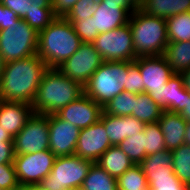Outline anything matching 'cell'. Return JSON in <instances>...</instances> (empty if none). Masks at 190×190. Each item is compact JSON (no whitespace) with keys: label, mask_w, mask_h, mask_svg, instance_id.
<instances>
[{"label":"cell","mask_w":190,"mask_h":190,"mask_svg":"<svg viewBox=\"0 0 190 190\" xmlns=\"http://www.w3.org/2000/svg\"><path fill=\"white\" fill-rule=\"evenodd\" d=\"M47 64L37 55L5 63L0 79L3 101L32 104Z\"/></svg>","instance_id":"cell-1"},{"label":"cell","mask_w":190,"mask_h":190,"mask_svg":"<svg viewBox=\"0 0 190 190\" xmlns=\"http://www.w3.org/2000/svg\"><path fill=\"white\" fill-rule=\"evenodd\" d=\"M84 94V87L64 76L57 68H48L32 102L34 113L56 114Z\"/></svg>","instance_id":"cell-2"},{"label":"cell","mask_w":190,"mask_h":190,"mask_svg":"<svg viewBox=\"0 0 190 190\" xmlns=\"http://www.w3.org/2000/svg\"><path fill=\"white\" fill-rule=\"evenodd\" d=\"M81 44L71 22L66 18H56L39 32L37 55L49 68H58Z\"/></svg>","instance_id":"cell-3"},{"label":"cell","mask_w":190,"mask_h":190,"mask_svg":"<svg viewBox=\"0 0 190 190\" xmlns=\"http://www.w3.org/2000/svg\"><path fill=\"white\" fill-rule=\"evenodd\" d=\"M136 57L163 55L168 44L166 19L135 10L129 17Z\"/></svg>","instance_id":"cell-4"},{"label":"cell","mask_w":190,"mask_h":190,"mask_svg":"<svg viewBox=\"0 0 190 190\" xmlns=\"http://www.w3.org/2000/svg\"><path fill=\"white\" fill-rule=\"evenodd\" d=\"M127 61H106L90 77L84 93L102 107L124 91Z\"/></svg>","instance_id":"cell-5"},{"label":"cell","mask_w":190,"mask_h":190,"mask_svg":"<svg viewBox=\"0 0 190 190\" xmlns=\"http://www.w3.org/2000/svg\"><path fill=\"white\" fill-rule=\"evenodd\" d=\"M93 163L75 154L56 157L51 172L38 185L45 190H69L82 186Z\"/></svg>","instance_id":"cell-6"},{"label":"cell","mask_w":190,"mask_h":190,"mask_svg":"<svg viewBox=\"0 0 190 190\" xmlns=\"http://www.w3.org/2000/svg\"><path fill=\"white\" fill-rule=\"evenodd\" d=\"M39 33L23 19L0 30V55L5 63L37 54Z\"/></svg>","instance_id":"cell-7"},{"label":"cell","mask_w":190,"mask_h":190,"mask_svg":"<svg viewBox=\"0 0 190 190\" xmlns=\"http://www.w3.org/2000/svg\"><path fill=\"white\" fill-rule=\"evenodd\" d=\"M93 45L103 61H134L137 57L133 47V39L129 23L100 33Z\"/></svg>","instance_id":"cell-8"},{"label":"cell","mask_w":190,"mask_h":190,"mask_svg":"<svg viewBox=\"0 0 190 190\" xmlns=\"http://www.w3.org/2000/svg\"><path fill=\"white\" fill-rule=\"evenodd\" d=\"M14 154L23 155L49 149V115L34 113L13 138Z\"/></svg>","instance_id":"cell-9"},{"label":"cell","mask_w":190,"mask_h":190,"mask_svg":"<svg viewBox=\"0 0 190 190\" xmlns=\"http://www.w3.org/2000/svg\"><path fill=\"white\" fill-rule=\"evenodd\" d=\"M104 63L93 43H82L78 50L57 69L85 87L92 74Z\"/></svg>","instance_id":"cell-10"},{"label":"cell","mask_w":190,"mask_h":190,"mask_svg":"<svg viewBox=\"0 0 190 190\" xmlns=\"http://www.w3.org/2000/svg\"><path fill=\"white\" fill-rule=\"evenodd\" d=\"M56 156L48 149L42 152L14 155L13 165L21 187L38 185L53 167Z\"/></svg>","instance_id":"cell-11"},{"label":"cell","mask_w":190,"mask_h":190,"mask_svg":"<svg viewBox=\"0 0 190 190\" xmlns=\"http://www.w3.org/2000/svg\"><path fill=\"white\" fill-rule=\"evenodd\" d=\"M38 33L56 19L52 12L51 0H0Z\"/></svg>","instance_id":"cell-12"},{"label":"cell","mask_w":190,"mask_h":190,"mask_svg":"<svg viewBox=\"0 0 190 190\" xmlns=\"http://www.w3.org/2000/svg\"><path fill=\"white\" fill-rule=\"evenodd\" d=\"M80 129L57 114L49 115V150L56 156H70L75 149Z\"/></svg>","instance_id":"cell-13"},{"label":"cell","mask_w":190,"mask_h":190,"mask_svg":"<svg viewBox=\"0 0 190 190\" xmlns=\"http://www.w3.org/2000/svg\"><path fill=\"white\" fill-rule=\"evenodd\" d=\"M102 112L103 107L84 93L56 114L81 130L99 121Z\"/></svg>","instance_id":"cell-14"},{"label":"cell","mask_w":190,"mask_h":190,"mask_svg":"<svg viewBox=\"0 0 190 190\" xmlns=\"http://www.w3.org/2000/svg\"><path fill=\"white\" fill-rule=\"evenodd\" d=\"M111 145L104 124L99 120L80 130L75 155L96 162Z\"/></svg>","instance_id":"cell-15"},{"label":"cell","mask_w":190,"mask_h":190,"mask_svg":"<svg viewBox=\"0 0 190 190\" xmlns=\"http://www.w3.org/2000/svg\"><path fill=\"white\" fill-rule=\"evenodd\" d=\"M145 93H148L163 111L173 113H180L185 107L186 97H189L181 74H174L160 90H148Z\"/></svg>","instance_id":"cell-16"},{"label":"cell","mask_w":190,"mask_h":190,"mask_svg":"<svg viewBox=\"0 0 190 190\" xmlns=\"http://www.w3.org/2000/svg\"><path fill=\"white\" fill-rule=\"evenodd\" d=\"M134 62L139 66L144 92L160 90L174 75L163 55L138 57Z\"/></svg>","instance_id":"cell-17"},{"label":"cell","mask_w":190,"mask_h":190,"mask_svg":"<svg viewBox=\"0 0 190 190\" xmlns=\"http://www.w3.org/2000/svg\"><path fill=\"white\" fill-rule=\"evenodd\" d=\"M100 121L104 124L112 145H119L125 138L143 132L145 123L132 116H113L102 112Z\"/></svg>","instance_id":"cell-18"},{"label":"cell","mask_w":190,"mask_h":190,"mask_svg":"<svg viewBox=\"0 0 190 190\" xmlns=\"http://www.w3.org/2000/svg\"><path fill=\"white\" fill-rule=\"evenodd\" d=\"M33 114L32 105L28 103L2 100L0 104V127L14 138Z\"/></svg>","instance_id":"cell-19"},{"label":"cell","mask_w":190,"mask_h":190,"mask_svg":"<svg viewBox=\"0 0 190 190\" xmlns=\"http://www.w3.org/2000/svg\"><path fill=\"white\" fill-rule=\"evenodd\" d=\"M158 123L160 124L167 150L173 151L184 144L187 121L179 113L163 111Z\"/></svg>","instance_id":"cell-20"},{"label":"cell","mask_w":190,"mask_h":190,"mask_svg":"<svg viewBox=\"0 0 190 190\" xmlns=\"http://www.w3.org/2000/svg\"><path fill=\"white\" fill-rule=\"evenodd\" d=\"M130 15L119 5L101 3L93 14L95 29L98 33H105L119 28L129 22Z\"/></svg>","instance_id":"cell-21"},{"label":"cell","mask_w":190,"mask_h":190,"mask_svg":"<svg viewBox=\"0 0 190 190\" xmlns=\"http://www.w3.org/2000/svg\"><path fill=\"white\" fill-rule=\"evenodd\" d=\"M96 163L116 179L134 165L118 145H111Z\"/></svg>","instance_id":"cell-22"},{"label":"cell","mask_w":190,"mask_h":190,"mask_svg":"<svg viewBox=\"0 0 190 190\" xmlns=\"http://www.w3.org/2000/svg\"><path fill=\"white\" fill-rule=\"evenodd\" d=\"M145 14L167 19L173 15L190 11V0H145L142 8Z\"/></svg>","instance_id":"cell-23"},{"label":"cell","mask_w":190,"mask_h":190,"mask_svg":"<svg viewBox=\"0 0 190 190\" xmlns=\"http://www.w3.org/2000/svg\"><path fill=\"white\" fill-rule=\"evenodd\" d=\"M174 74H182L190 69V41L168 42L163 52Z\"/></svg>","instance_id":"cell-24"},{"label":"cell","mask_w":190,"mask_h":190,"mask_svg":"<svg viewBox=\"0 0 190 190\" xmlns=\"http://www.w3.org/2000/svg\"><path fill=\"white\" fill-rule=\"evenodd\" d=\"M162 112V108L150 98L148 93L135 94L132 117L150 124L158 122Z\"/></svg>","instance_id":"cell-25"},{"label":"cell","mask_w":190,"mask_h":190,"mask_svg":"<svg viewBox=\"0 0 190 190\" xmlns=\"http://www.w3.org/2000/svg\"><path fill=\"white\" fill-rule=\"evenodd\" d=\"M172 162V151L166 149L146 156L140 166L148 177L152 174L174 173Z\"/></svg>","instance_id":"cell-26"},{"label":"cell","mask_w":190,"mask_h":190,"mask_svg":"<svg viewBox=\"0 0 190 190\" xmlns=\"http://www.w3.org/2000/svg\"><path fill=\"white\" fill-rule=\"evenodd\" d=\"M82 187L85 190H117V180L94 162L83 181Z\"/></svg>","instance_id":"cell-27"},{"label":"cell","mask_w":190,"mask_h":190,"mask_svg":"<svg viewBox=\"0 0 190 190\" xmlns=\"http://www.w3.org/2000/svg\"><path fill=\"white\" fill-rule=\"evenodd\" d=\"M169 42L190 41V11L166 19Z\"/></svg>","instance_id":"cell-28"},{"label":"cell","mask_w":190,"mask_h":190,"mask_svg":"<svg viewBox=\"0 0 190 190\" xmlns=\"http://www.w3.org/2000/svg\"><path fill=\"white\" fill-rule=\"evenodd\" d=\"M119 190H147L149 189L147 177L143 173L140 164L132 165L117 179Z\"/></svg>","instance_id":"cell-29"},{"label":"cell","mask_w":190,"mask_h":190,"mask_svg":"<svg viewBox=\"0 0 190 190\" xmlns=\"http://www.w3.org/2000/svg\"><path fill=\"white\" fill-rule=\"evenodd\" d=\"M172 167L179 180L190 186V145L182 144L172 151Z\"/></svg>","instance_id":"cell-30"},{"label":"cell","mask_w":190,"mask_h":190,"mask_svg":"<svg viewBox=\"0 0 190 190\" xmlns=\"http://www.w3.org/2000/svg\"><path fill=\"white\" fill-rule=\"evenodd\" d=\"M135 94L129 92H120L103 106V112L113 116H131Z\"/></svg>","instance_id":"cell-31"},{"label":"cell","mask_w":190,"mask_h":190,"mask_svg":"<svg viewBox=\"0 0 190 190\" xmlns=\"http://www.w3.org/2000/svg\"><path fill=\"white\" fill-rule=\"evenodd\" d=\"M118 146L134 164H140L146 157L144 132L125 138Z\"/></svg>","instance_id":"cell-32"},{"label":"cell","mask_w":190,"mask_h":190,"mask_svg":"<svg viewBox=\"0 0 190 190\" xmlns=\"http://www.w3.org/2000/svg\"><path fill=\"white\" fill-rule=\"evenodd\" d=\"M149 190H190L175 173L152 174L147 177Z\"/></svg>","instance_id":"cell-33"},{"label":"cell","mask_w":190,"mask_h":190,"mask_svg":"<svg viewBox=\"0 0 190 190\" xmlns=\"http://www.w3.org/2000/svg\"><path fill=\"white\" fill-rule=\"evenodd\" d=\"M143 132L145 134L146 156L166 150L165 139L158 122L146 124Z\"/></svg>","instance_id":"cell-34"},{"label":"cell","mask_w":190,"mask_h":190,"mask_svg":"<svg viewBox=\"0 0 190 190\" xmlns=\"http://www.w3.org/2000/svg\"><path fill=\"white\" fill-rule=\"evenodd\" d=\"M102 0H79L75 3L71 12L67 15V20H86L93 16L101 4Z\"/></svg>","instance_id":"cell-35"},{"label":"cell","mask_w":190,"mask_h":190,"mask_svg":"<svg viewBox=\"0 0 190 190\" xmlns=\"http://www.w3.org/2000/svg\"><path fill=\"white\" fill-rule=\"evenodd\" d=\"M71 22L74 31L81 39L82 43H93L99 35L95 29L93 16L86 20H68Z\"/></svg>","instance_id":"cell-36"},{"label":"cell","mask_w":190,"mask_h":190,"mask_svg":"<svg viewBox=\"0 0 190 190\" xmlns=\"http://www.w3.org/2000/svg\"><path fill=\"white\" fill-rule=\"evenodd\" d=\"M127 75L124 91L133 94L144 93L143 79L139 66L134 61H127Z\"/></svg>","instance_id":"cell-37"},{"label":"cell","mask_w":190,"mask_h":190,"mask_svg":"<svg viewBox=\"0 0 190 190\" xmlns=\"http://www.w3.org/2000/svg\"><path fill=\"white\" fill-rule=\"evenodd\" d=\"M13 164H0V189L20 190Z\"/></svg>","instance_id":"cell-38"},{"label":"cell","mask_w":190,"mask_h":190,"mask_svg":"<svg viewBox=\"0 0 190 190\" xmlns=\"http://www.w3.org/2000/svg\"><path fill=\"white\" fill-rule=\"evenodd\" d=\"M79 0H51V8L56 18H66Z\"/></svg>","instance_id":"cell-39"},{"label":"cell","mask_w":190,"mask_h":190,"mask_svg":"<svg viewBox=\"0 0 190 190\" xmlns=\"http://www.w3.org/2000/svg\"><path fill=\"white\" fill-rule=\"evenodd\" d=\"M19 19L12 10L0 3V30L10 28V25L16 23Z\"/></svg>","instance_id":"cell-40"},{"label":"cell","mask_w":190,"mask_h":190,"mask_svg":"<svg viewBox=\"0 0 190 190\" xmlns=\"http://www.w3.org/2000/svg\"><path fill=\"white\" fill-rule=\"evenodd\" d=\"M13 142H0V164H13Z\"/></svg>","instance_id":"cell-41"},{"label":"cell","mask_w":190,"mask_h":190,"mask_svg":"<svg viewBox=\"0 0 190 190\" xmlns=\"http://www.w3.org/2000/svg\"><path fill=\"white\" fill-rule=\"evenodd\" d=\"M101 3L117 4L124 9L129 15H131L136 9L127 0H102Z\"/></svg>","instance_id":"cell-42"},{"label":"cell","mask_w":190,"mask_h":190,"mask_svg":"<svg viewBox=\"0 0 190 190\" xmlns=\"http://www.w3.org/2000/svg\"><path fill=\"white\" fill-rule=\"evenodd\" d=\"M186 121H190V92L189 97H186L185 107L179 113Z\"/></svg>","instance_id":"cell-43"},{"label":"cell","mask_w":190,"mask_h":190,"mask_svg":"<svg viewBox=\"0 0 190 190\" xmlns=\"http://www.w3.org/2000/svg\"><path fill=\"white\" fill-rule=\"evenodd\" d=\"M0 142H13V137L0 127Z\"/></svg>","instance_id":"cell-44"},{"label":"cell","mask_w":190,"mask_h":190,"mask_svg":"<svg viewBox=\"0 0 190 190\" xmlns=\"http://www.w3.org/2000/svg\"><path fill=\"white\" fill-rule=\"evenodd\" d=\"M185 88L190 92V69L184 71L182 74Z\"/></svg>","instance_id":"cell-45"},{"label":"cell","mask_w":190,"mask_h":190,"mask_svg":"<svg viewBox=\"0 0 190 190\" xmlns=\"http://www.w3.org/2000/svg\"><path fill=\"white\" fill-rule=\"evenodd\" d=\"M184 144L190 145V121H187L184 136Z\"/></svg>","instance_id":"cell-46"},{"label":"cell","mask_w":190,"mask_h":190,"mask_svg":"<svg viewBox=\"0 0 190 190\" xmlns=\"http://www.w3.org/2000/svg\"><path fill=\"white\" fill-rule=\"evenodd\" d=\"M136 10L142 8L145 0H127Z\"/></svg>","instance_id":"cell-47"},{"label":"cell","mask_w":190,"mask_h":190,"mask_svg":"<svg viewBox=\"0 0 190 190\" xmlns=\"http://www.w3.org/2000/svg\"><path fill=\"white\" fill-rule=\"evenodd\" d=\"M20 190H45V189H42L39 185H28L20 187Z\"/></svg>","instance_id":"cell-48"},{"label":"cell","mask_w":190,"mask_h":190,"mask_svg":"<svg viewBox=\"0 0 190 190\" xmlns=\"http://www.w3.org/2000/svg\"><path fill=\"white\" fill-rule=\"evenodd\" d=\"M4 66H5V62L2 59V56L0 55V79H1V76H2V72L4 70Z\"/></svg>","instance_id":"cell-49"},{"label":"cell","mask_w":190,"mask_h":190,"mask_svg":"<svg viewBox=\"0 0 190 190\" xmlns=\"http://www.w3.org/2000/svg\"><path fill=\"white\" fill-rule=\"evenodd\" d=\"M69 190H85V189L82 186H77V187L71 188Z\"/></svg>","instance_id":"cell-50"}]
</instances>
